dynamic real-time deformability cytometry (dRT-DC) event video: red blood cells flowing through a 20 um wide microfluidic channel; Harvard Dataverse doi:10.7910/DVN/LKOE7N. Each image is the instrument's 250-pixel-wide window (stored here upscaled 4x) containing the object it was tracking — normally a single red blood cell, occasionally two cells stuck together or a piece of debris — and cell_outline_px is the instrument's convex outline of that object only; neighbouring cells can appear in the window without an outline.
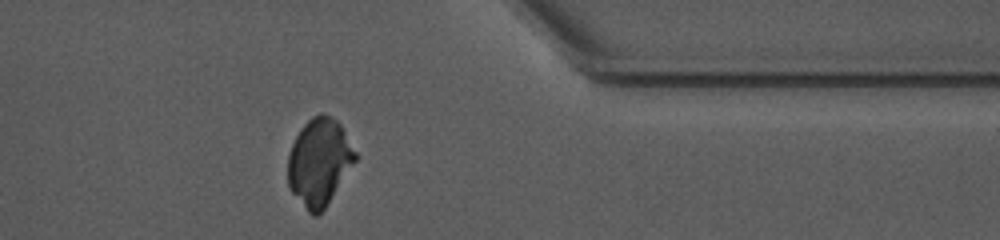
{"species": "common noctule bat (a hibernating species)", "species_latin": "Nyctalus noctula", "temperature_condition": "warm", "stored_images_in_passage": 39, "camera_frame_rate_fps": 3000, "um_per_image_px": 0.085, "animal": {"sex": "female", "body_mass_g": 10.0, "forearm_length_mm": 53.1}, "frame": {"image": 1, "passage_image": 29, "time_ms": 9.333, "image_size_px": [1000, 240], "cell_outline_px": [[356, 160], [324, 208], [316, 216], [312, 216], [308, 212], [292, 192], [288, 184], [288, 156], [292, 144], [296, 136], [304, 124], [312, 116], [320, 112], [324, 112], [336, 120], [340, 124], [356, 152]], "centroid_in_image_um": [27.12, 13.75], "position_along_channel_um": 384.3, "area_um2": 33.81}}
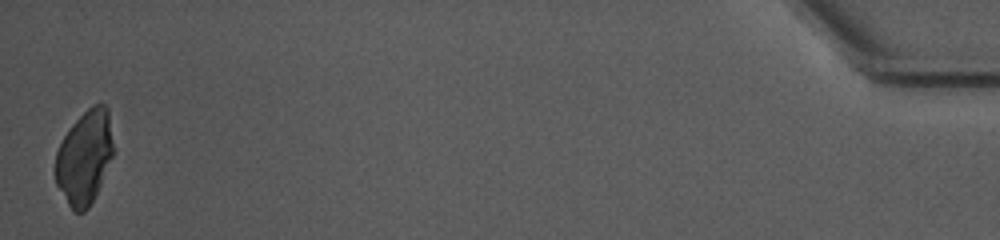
{"frame": {"image": 2, "passage_image": 39, "time_ms": 12.667, "image_size_px": [1000, 240], "cell_outline_px": [[112, 156], [100, 184], [88, 208], [84, 212], [76, 212], [68, 204], [56, 184], [56, 152], [64, 136], [72, 124], [92, 104], [104, 104], [108, 108], [112, 144]], "centroid_in_image_um": [7.17, 13.36], "position_along_channel_um": 428.0, "area_um2": 30.87}}